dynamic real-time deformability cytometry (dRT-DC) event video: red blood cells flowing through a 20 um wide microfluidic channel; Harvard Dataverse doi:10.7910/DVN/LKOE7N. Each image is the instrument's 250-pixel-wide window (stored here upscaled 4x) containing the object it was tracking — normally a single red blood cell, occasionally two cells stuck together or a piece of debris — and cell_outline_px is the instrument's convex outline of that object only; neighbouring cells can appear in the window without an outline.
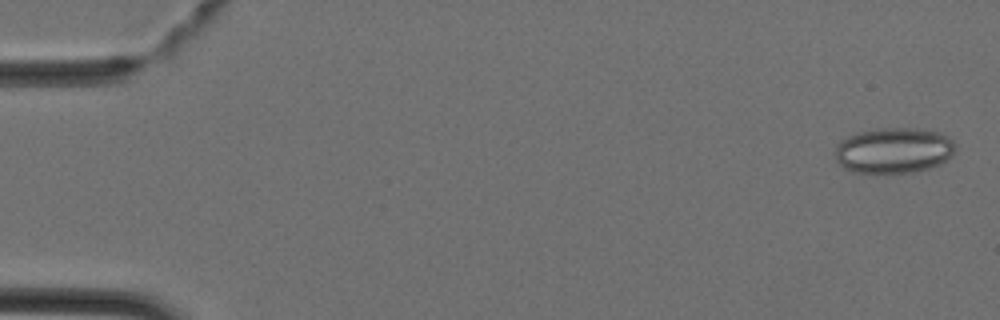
{"species": "Egyptian fruit bat (a non-hibernating species)", "species_latin": "Rousettus aegyptiacus", "temperature_condition": "cold", "stored_images_in_passage": 5, "camera_frame_rate_fps": 3000, "um_per_image_px": 0.085, "animal": {"sex": "female"}, "frame": {"image": 1, "passage_image": 1, "time_ms": 0.0, "image_size_px": [1000, 320], "cell_outline_px": [[956, 148], [952, 156], [928, 168], [912, 172], [852, 172], [844, 168], [836, 160], [836, 144], [840, 140], [848, 136], [860, 132], [876, 128], [916, 128], [940, 132], [948, 136], [956, 144]], "centroid_in_image_um": [75.96, 12.76], "position_along_channel_um": 9.0, "area_um2": 31.91}}